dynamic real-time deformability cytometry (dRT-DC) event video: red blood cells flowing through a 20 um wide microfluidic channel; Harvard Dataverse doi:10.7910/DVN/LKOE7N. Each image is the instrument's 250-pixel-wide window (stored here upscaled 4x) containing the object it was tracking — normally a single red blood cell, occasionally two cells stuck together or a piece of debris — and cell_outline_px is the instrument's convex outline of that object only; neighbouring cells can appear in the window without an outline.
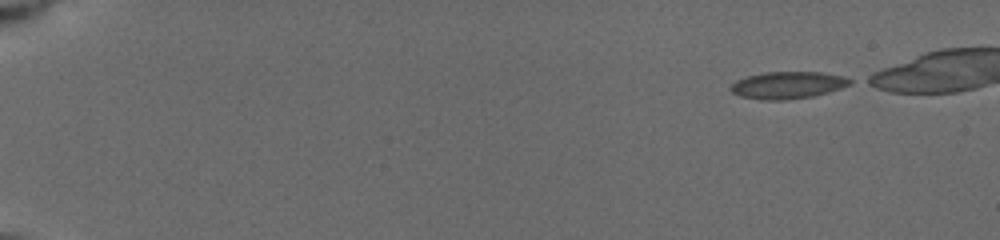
{"species": "common noctule bat (a hibernating species)", "species_latin": "Nyctalus noctula", "temperature_condition": "cold", "stored_images_in_passage": 18, "camera_frame_rate_fps": 3000, "um_per_image_px": 0.085, "animal": {"sex": "female", "body_mass_g": 19.5, "forearm_length_mm": 54.1}, "frame": {"image": 1, "passage_image": 1, "time_ms": 0.0, "image_size_px": [1000, 240], "cell_outline_px": [[852, 84], [828, 92], [812, 96], [784, 100], [760, 100], [740, 96], [732, 92], [732, 84], [736, 80], [748, 76], [764, 72], [820, 72], [844, 76], [852, 80]], "centroid_in_image_um": [66.97, 7.23], "position_along_channel_um": 18.0, "area_um2": 18.73}}
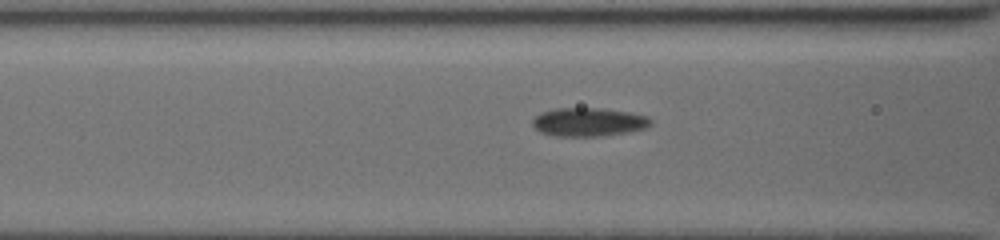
{"frame": {"image": 2, "passage_image": 15, "time_ms": 6.333, "image_size_px": [1000, 240], "cell_outline_px": [[652, 124], [644, 128], [628, 132], [600, 136], [552, 136], [540, 132], [532, 124], [532, 120], [540, 112], [556, 108], [600, 108], [632, 112], [648, 116], [652, 120]], "centroid_in_image_um": [50.03, 10.37], "position_along_channel_um": 116.6, "area_um2": 19.83}}
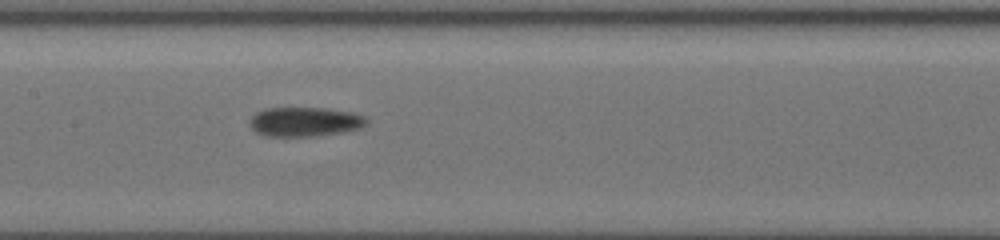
{"frame": {"image": 3, "passage_image": 18, "time_ms": 8.0, "image_size_px": [1000, 240], "cell_outline_px": [[368, 120], [360, 128], [340, 132], [316, 136], [268, 136], [256, 132], [252, 128], [252, 116], [256, 112], [264, 108], [324, 108], [352, 112], [364, 116]], "centroid_in_image_um": [25.91, 10.34], "position_along_channel_um": 181.5, "area_um2": 19.71}}